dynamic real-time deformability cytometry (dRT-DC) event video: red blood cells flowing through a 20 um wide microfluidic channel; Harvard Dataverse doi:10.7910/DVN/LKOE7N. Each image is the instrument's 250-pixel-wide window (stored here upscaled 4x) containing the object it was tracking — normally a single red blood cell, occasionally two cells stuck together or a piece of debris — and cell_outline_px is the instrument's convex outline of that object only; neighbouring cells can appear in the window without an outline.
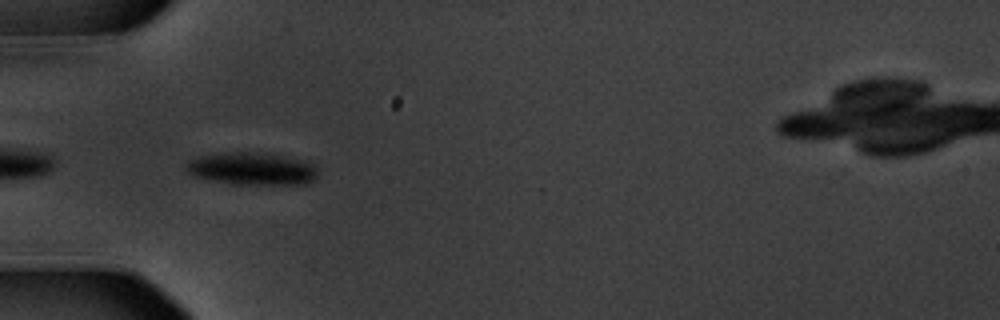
{"species": "common noctule bat (a hibernating species)", "species_latin": "Nyctalus noctula", "temperature_condition": "warm", "stored_images_in_passage": 4, "camera_frame_rate_fps": 3000, "um_per_image_px": 0.085, "animal": {"sex": "male", "body_mass_g": 20.1, "forearm_length_mm": 53.5}, "frame": {"image": 1, "passage_image": 2, "time_ms": 0.333, "image_size_px": [1000, 320], "cell_outline_px": [[316, 176], [308, 184], [232, 184], [192, 176], [184, 168], [184, 164], [188, 160], [196, 156], [224, 152], [264, 152], [308, 160], [316, 168]], "centroid_in_image_um": [21.38, 14.32], "position_along_channel_um": 63.6, "area_um2": 25.43}}